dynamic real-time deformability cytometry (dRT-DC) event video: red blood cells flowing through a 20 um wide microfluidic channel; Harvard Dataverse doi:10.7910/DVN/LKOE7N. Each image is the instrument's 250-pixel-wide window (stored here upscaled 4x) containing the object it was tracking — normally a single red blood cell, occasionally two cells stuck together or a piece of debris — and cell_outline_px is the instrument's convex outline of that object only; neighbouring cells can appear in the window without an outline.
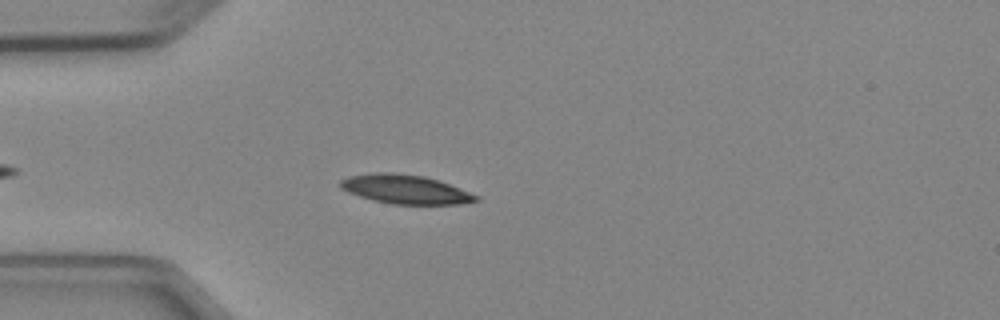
{"species": "Egyptian fruit bat (a non-hibernating species)", "species_latin": "Rousettus aegyptiacus", "temperature_condition": "cold", "stored_images_in_passage": 5, "camera_frame_rate_fps": 3000, "um_per_image_px": 0.085, "animal": {"sex": "female"}, "frame": {"image": 1, "passage_image": 5, "time_ms": 4.667, "image_size_px": [1000, 320], "cell_outline_px": [[480, 200], [460, 204], [392, 204], [360, 196], [348, 192], [340, 188], [340, 180], [348, 176], [376, 172], [392, 172], [424, 176], [440, 180], [480, 196]], "centroid_in_image_um": [34.48, 16.08], "position_along_channel_um": 50.5, "area_um2": 22.95}}